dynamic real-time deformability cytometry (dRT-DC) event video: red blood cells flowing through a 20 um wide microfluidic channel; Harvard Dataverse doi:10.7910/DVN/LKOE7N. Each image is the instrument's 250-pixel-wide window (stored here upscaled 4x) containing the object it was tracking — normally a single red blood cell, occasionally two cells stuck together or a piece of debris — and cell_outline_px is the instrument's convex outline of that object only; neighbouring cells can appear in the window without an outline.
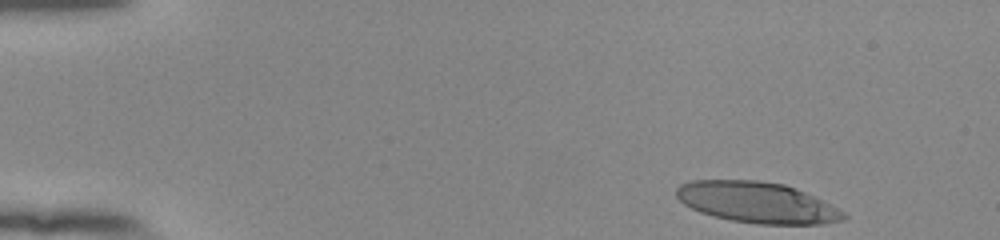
{"species": "human", "species_latin": "Homo sapiens", "temperature_condition": "room temperature", "stored_images_in_passage": 48, "camera_frame_rate_fps": 3000, "um_per_image_px": 0.085, "donor": {"sex": "female"}, "frame": {"image": 1, "passage_image": 1, "time_ms": 0.0, "image_size_px": [1000, 240], "cell_outline_px": [[848, 216], [844, 220], [824, 224], [756, 224], [732, 220], [712, 216], [700, 212], [684, 204], [676, 196], [676, 188], [680, 184], [692, 180], [756, 180], [784, 184], [796, 188], [844, 212]], "centroid_in_image_um": [64.32, 17.21], "position_along_channel_um": 20.7, "area_um2": 39.71}}
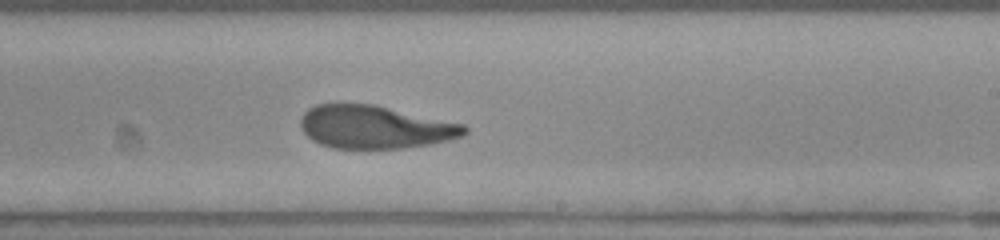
{"frame": {"image": 2, "passage_image": 28, "time_ms": 9.0, "image_size_px": [1000, 240], "cell_outline_px": [[468, 132], [464, 136], [432, 144], [404, 148], [332, 148], [320, 144], [312, 140], [300, 128], [300, 120], [304, 112], [308, 108], [316, 104], [372, 104], [464, 124], [468, 128]], "centroid_in_image_um": [31.87, 10.8], "position_along_channel_um": 257.1, "area_um2": 41.1}}
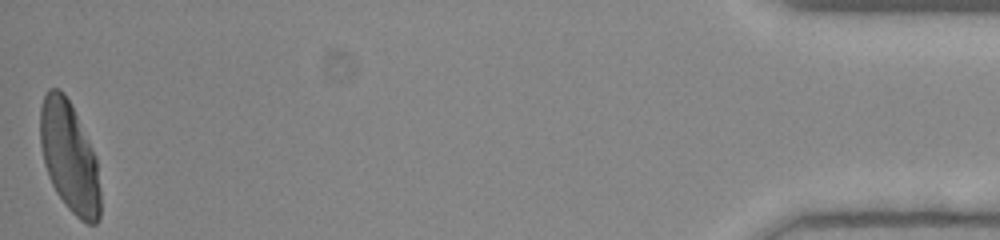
{"frame": {"image": 3, "passage_image": 48, "time_ms": 15.667, "image_size_px": [1000, 240], "cell_outline_px": [[100, 216], [96, 224], [88, 224], [80, 220], [64, 204], [56, 192], [48, 176], [44, 164], [40, 144], [40, 108], [44, 96], [48, 88], [56, 88], [64, 92], [72, 104], [96, 156], [100, 192]], "centroid_in_image_um": [5.89, 13.34], "position_along_channel_um": 429.3, "area_um2": 38.96}, "authors_computed_cell_mechanics": {"area_um2": 42.3385, "velocity_mm_per_s": 3.8752, "shape_relaxation_time_tau1_ms": 7.1982, "shape_relaxation_time_tau2_ms": 2.1025, "deformation_change_tau1": 0.2891, "deformation_change_tau2": 0.0781}}